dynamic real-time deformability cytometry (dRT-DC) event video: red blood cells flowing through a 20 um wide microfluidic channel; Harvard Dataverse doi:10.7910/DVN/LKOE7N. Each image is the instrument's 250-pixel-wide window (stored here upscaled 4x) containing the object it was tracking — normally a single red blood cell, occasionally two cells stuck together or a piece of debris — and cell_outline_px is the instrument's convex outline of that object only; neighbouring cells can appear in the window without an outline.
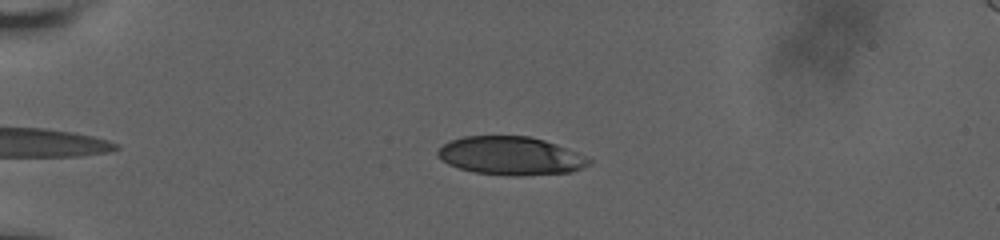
{"species": "human", "species_latin": "Homo sapiens", "temperature_condition": "room temperature", "stored_images_in_passage": 26, "camera_frame_rate_fps": 3000, "um_per_image_px": 0.085, "donor": {"sex": "male"}, "frame": {"image": 1, "passage_image": 2, "time_ms": 0.333, "image_size_px": [1000, 240], "cell_outline_px": [[592, 164], [572, 172], [520, 176], [512, 176], [476, 172], [460, 168], [448, 164], [440, 160], [436, 156], [436, 152], [444, 144], [452, 140], [464, 136], [528, 136], [544, 140], [556, 144], [576, 152], [592, 160]], "centroid_in_image_um": [43.41, 13.25], "position_along_channel_um": 41.6, "area_um2": 33.76}}
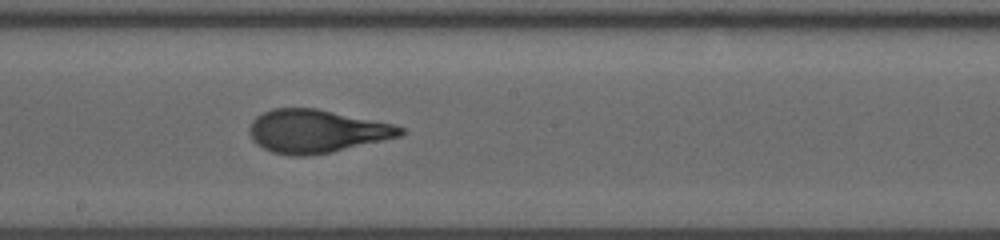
{"frame": {"image": 2, "passage_image": 15, "time_ms": 6.667, "image_size_px": [1000, 240], "cell_outline_px": [[408, 132], [400, 136], [328, 152], [304, 156], [292, 156], [272, 152], [256, 144], [252, 140], [248, 132], [248, 128], [252, 120], [256, 116], [272, 108], [316, 108], [392, 124], [404, 128]], "centroid_in_image_um": [26.84, 11.14], "position_along_channel_um": 221.4, "area_um2": 37.63}}
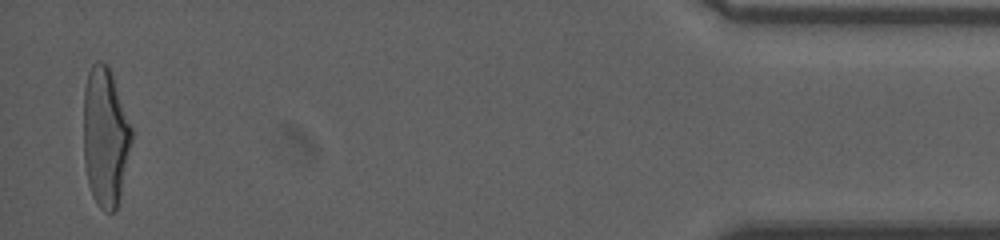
{"frame": {"image": 3, "passage_image": 26, "time_ms": 14.333, "image_size_px": [1000, 240], "cell_outline_px": [[132, 140], [120, 196], [116, 212], [104, 212], [100, 208], [92, 196], [88, 184], [84, 160], [84, 88], [88, 72], [92, 64], [100, 60], [108, 64], [132, 128]], "centroid_in_image_um": [8.94, 11.65], "position_along_channel_um": 426.3, "area_um2": 38.96}, "authors_computed_cell_mechanics": {"area_um2": 37.5122, "velocity_mm_per_s": 3.6611, "shape_relaxation_time_tau1_ms": 4.3079, "shape_relaxation_time_tau2_ms": null, "deformation_change_tau1": 0.194, "deformation_change_tau2": null}}